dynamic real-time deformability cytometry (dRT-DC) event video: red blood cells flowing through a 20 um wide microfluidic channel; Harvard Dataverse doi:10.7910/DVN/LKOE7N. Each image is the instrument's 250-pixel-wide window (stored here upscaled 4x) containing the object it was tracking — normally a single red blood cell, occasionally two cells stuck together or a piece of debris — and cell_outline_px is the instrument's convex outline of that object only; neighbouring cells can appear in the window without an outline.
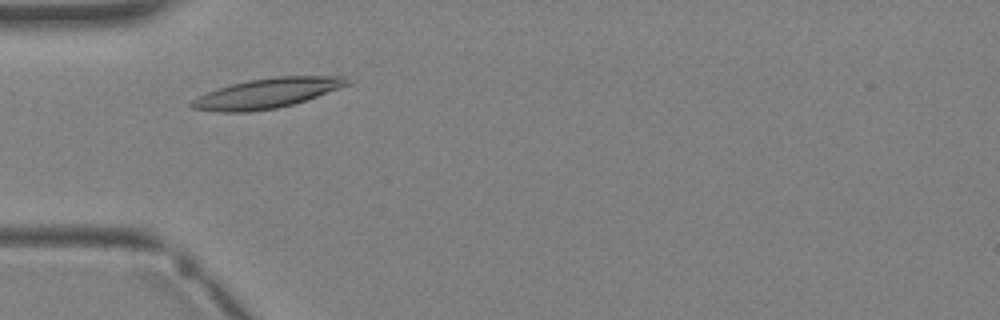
{"species": "Egyptian fruit bat (a non-hibernating species)", "species_latin": "Rousettus aegyptiacus", "temperature_condition": "warm", "stored_images_in_passage": 3, "camera_frame_rate_fps": 3000, "um_per_image_px": 0.085, "animal": {"sex": "female"}, "frame": {"image": 1, "passage_image": 2, "time_ms": 1.333, "image_size_px": [1000, 320], "cell_outline_px": [[352, 84], [292, 104], [276, 108], [252, 112], [216, 112], [192, 108], [188, 104], [192, 100], [208, 92], [232, 84], [248, 80], [276, 76], [348, 76]], "centroid_in_image_um": [22.72, 7.92], "position_along_channel_um": 62.3, "area_um2": 26.93}}
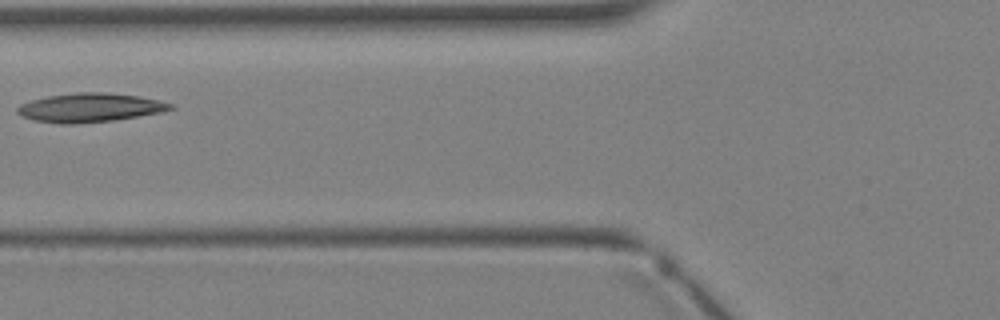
{"frame": {"image": 2, "passage_image": 3, "time_ms": 2.333, "image_size_px": [1000, 320], "cell_outline_px": [[176, 108], [160, 112], [112, 120], [76, 124], [60, 124], [36, 120], [20, 116], [16, 112], [16, 108], [20, 104], [32, 100], [48, 96], [76, 92], [108, 92], [136, 96], [156, 100], [172, 104]], "centroid_in_image_um": [7.59, 9.15], "position_along_channel_um": 118.2, "area_um2": 25.55}}